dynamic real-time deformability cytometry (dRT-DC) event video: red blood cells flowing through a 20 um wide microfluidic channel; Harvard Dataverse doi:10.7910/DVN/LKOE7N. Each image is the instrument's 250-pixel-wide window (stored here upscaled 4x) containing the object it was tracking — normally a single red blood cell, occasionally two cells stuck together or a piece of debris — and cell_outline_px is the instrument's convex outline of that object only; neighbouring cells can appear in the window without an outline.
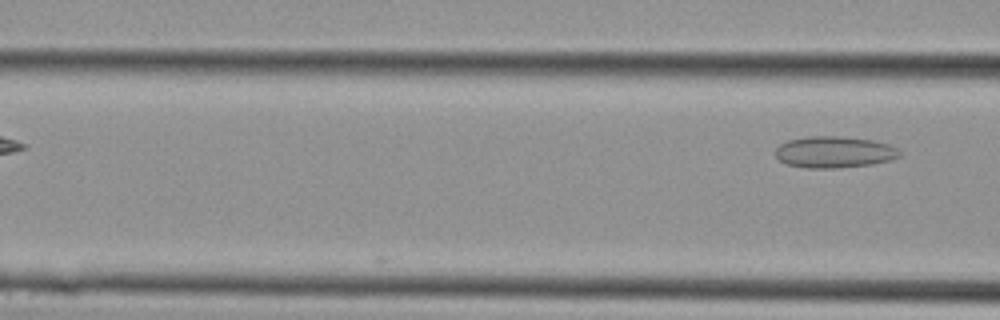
{"species": "Egyptian fruit bat (a non-hibernating species)", "species_latin": "Rousettus aegyptiacus", "temperature_condition": "cold", "stored_images_in_passage": 10, "camera_frame_rate_fps": 3000, "um_per_image_px": 0.085, "animal": {"sex": "female"}, "frame": {"image": 1, "passage_image": 10, "time_ms": 3.0, "image_size_px": [1000, 320], "cell_outline_px": [[900, 156], [892, 160], [872, 164], [836, 168], [808, 168], [784, 164], [776, 156], [776, 148], [780, 144], [788, 140], [808, 136], [840, 136], [872, 140], [888, 144], [896, 148], [900, 152]], "centroid_in_image_um": [70.9, 12.93], "position_along_channel_um": 95.7, "area_um2": 22.83}}